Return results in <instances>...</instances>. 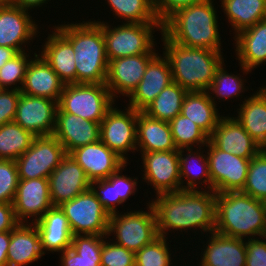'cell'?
<instances>
[{
    "mask_svg": "<svg viewBox=\"0 0 266 266\" xmlns=\"http://www.w3.org/2000/svg\"><path fill=\"white\" fill-rule=\"evenodd\" d=\"M156 54L148 63L146 72L136 89L128 97L127 106L143 111L159 93L173 82L171 66L164 55Z\"/></svg>",
    "mask_w": 266,
    "mask_h": 266,
    "instance_id": "19",
    "label": "cell"
},
{
    "mask_svg": "<svg viewBox=\"0 0 266 266\" xmlns=\"http://www.w3.org/2000/svg\"><path fill=\"white\" fill-rule=\"evenodd\" d=\"M140 153L144 168L141 178L154 187L156 196L181 190L179 150Z\"/></svg>",
    "mask_w": 266,
    "mask_h": 266,
    "instance_id": "13",
    "label": "cell"
},
{
    "mask_svg": "<svg viewBox=\"0 0 266 266\" xmlns=\"http://www.w3.org/2000/svg\"><path fill=\"white\" fill-rule=\"evenodd\" d=\"M259 152L266 157V139L259 145Z\"/></svg>",
    "mask_w": 266,
    "mask_h": 266,
    "instance_id": "53",
    "label": "cell"
},
{
    "mask_svg": "<svg viewBox=\"0 0 266 266\" xmlns=\"http://www.w3.org/2000/svg\"><path fill=\"white\" fill-rule=\"evenodd\" d=\"M187 93L188 91L179 84L172 82L159 93L143 112L157 120L170 122L181 113Z\"/></svg>",
    "mask_w": 266,
    "mask_h": 266,
    "instance_id": "36",
    "label": "cell"
},
{
    "mask_svg": "<svg viewBox=\"0 0 266 266\" xmlns=\"http://www.w3.org/2000/svg\"><path fill=\"white\" fill-rule=\"evenodd\" d=\"M126 111L112 106L100 123V140L126 163L129 151H136L137 111L129 106ZM126 154V156H125Z\"/></svg>",
    "mask_w": 266,
    "mask_h": 266,
    "instance_id": "12",
    "label": "cell"
},
{
    "mask_svg": "<svg viewBox=\"0 0 266 266\" xmlns=\"http://www.w3.org/2000/svg\"><path fill=\"white\" fill-rule=\"evenodd\" d=\"M54 135L35 136L31 146L15 162L19 179L47 178L66 156Z\"/></svg>",
    "mask_w": 266,
    "mask_h": 266,
    "instance_id": "11",
    "label": "cell"
},
{
    "mask_svg": "<svg viewBox=\"0 0 266 266\" xmlns=\"http://www.w3.org/2000/svg\"><path fill=\"white\" fill-rule=\"evenodd\" d=\"M106 3L113 11V15L123 19L124 23H161L151 0H107Z\"/></svg>",
    "mask_w": 266,
    "mask_h": 266,
    "instance_id": "38",
    "label": "cell"
},
{
    "mask_svg": "<svg viewBox=\"0 0 266 266\" xmlns=\"http://www.w3.org/2000/svg\"><path fill=\"white\" fill-rule=\"evenodd\" d=\"M41 48V56L65 84L76 83V63L72 44L54 27Z\"/></svg>",
    "mask_w": 266,
    "mask_h": 266,
    "instance_id": "28",
    "label": "cell"
},
{
    "mask_svg": "<svg viewBox=\"0 0 266 266\" xmlns=\"http://www.w3.org/2000/svg\"><path fill=\"white\" fill-rule=\"evenodd\" d=\"M261 87L244 98L235 117L259 145L266 139V86Z\"/></svg>",
    "mask_w": 266,
    "mask_h": 266,
    "instance_id": "32",
    "label": "cell"
},
{
    "mask_svg": "<svg viewBox=\"0 0 266 266\" xmlns=\"http://www.w3.org/2000/svg\"><path fill=\"white\" fill-rule=\"evenodd\" d=\"M155 197L150 203L155 211L159 236L166 237L168 231L173 230L182 233L200 229L202 234L215 230L214 191L180 190Z\"/></svg>",
    "mask_w": 266,
    "mask_h": 266,
    "instance_id": "1",
    "label": "cell"
},
{
    "mask_svg": "<svg viewBox=\"0 0 266 266\" xmlns=\"http://www.w3.org/2000/svg\"><path fill=\"white\" fill-rule=\"evenodd\" d=\"M59 207L68 218L73 236L108 235L110 215L90 188Z\"/></svg>",
    "mask_w": 266,
    "mask_h": 266,
    "instance_id": "9",
    "label": "cell"
},
{
    "mask_svg": "<svg viewBox=\"0 0 266 266\" xmlns=\"http://www.w3.org/2000/svg\"><path fill=\"white\" fill-rule=\"evenodd\" d=\"M157 53L120 57L108 62L106 86L115 100L118 94L129 97L146 72L149 61Z\"/></svg>",
    "mask_w": 266,
    "mask_h": 266,
    "instance_id": "16",
    "label": "cell"
},
{
    "mask_svg": "<svg viewBox=\"0 0 266 266\" xmlns=\"http://www.w3.org/2000/svg\"><path fill=\"white\" fill-rule=\"evenodd\" d=\"M53 135L63 145L66 154L100 140V123L71 113H56Z\"/></svg>",
    "mask_w": 266,
    "mask_h": 266,
    "instance_id": "22",
    "label": "cell"
},
{
    "mask_svg": "<svg viewBox=\"0 0 266 266\" xmlns=\"http://www.w3.org/2000/svg\"><path fill=\"white\" fill-rule=\"evenodd\" d=\"M20 94L19 90L0 89V126L14 121Z\"/></svg>",
    "mask_w": 266,
    "mask_h": 266,
    "instance_id": "46",
    "label": "cell"
},
{
    "mask_svg": "<svg viewBox=\"0 0 266 266\" xmlns=\"http://www.w3.org/2000/svg\"><path fill=\"white\" fill-rule=\"evenodd\" d=\"M18 224L12 203H0V233L12 231Z\"/></svg>",
    "mask_w": 266,
    "mask_h": 266,
    "instance_id": "49",
    "label": "cell"
},
{
    "mask_svg": "<svg viewBox=\"0 0 266 266\" xmlns=\"http://www.w3.org/2000/svg\"><path fill=\"white\" fill-rule=\"evenodd\" d=\"M58 102L20 94L14 121L34 136L53 135Z\"/></svg>",
    "mask_w": 266,
    "mask_h": 266,
    "instance_id": "14",
    "label": "cell"
},
{
    "mask_svg": "<svg viewBox=\"0 0 266 266\" xmlns=\"http://www.w3.org/2000/svg\"><path fill=\"white\" fill-rule=\"evenodd\" d=\"M198 149L197 151H193V148H186V150L185 148L179 149L181 190H211V178L209 174L207 154L204 153L206 152L205 148H203L204 150L202 147H199ZM202 183L207 188L204 187L203 189L202 187H198L199 185L201 186Z\"/></svg>",
    "mask_w": 266,
    "mask_h": 266,
    "instance_id": "31",
    "label": "cell"
},
{
    "mask_svg": "<svg viewBox=\"0 0 266 266\" xmlns=\"http://www.w3.org/2000/svg\"><path fill=\"white\" fill-rule=\"evenodd\" d=\"M28 64L21 93L29 96L44 97L59 102L65 83L52 70L40 55L34 53Z\"/></svg>",
    "mask_w": 266,
    "mask_h": 266,
    "instance_id": "23",
    "label": "cell"
},
{
    "mask_svg": "<svg viewBox=\"0 0 266 266\" xmlns=\"http://www.w3.org/2000/svg\"><path fill=\"white\" fill-rule=\"evenodd\" d=\"M202 0H151L158 20L163 24L173 13Z\"/></svg>",
    "mask_w": 266,
    "mask_h": 266,
    "instance_id": "47",
    "label": "cell"
},
{
    "mask_svg": "<svg viewBox=\"0 0 266 266\" xmlns=\"http://www.w3.org/2000/svg\"><path fill=\"white\" fill-rule=\"evenodd\" d=\"M246 241V266H266V236Z\"/></svg>",
    "mask_w": 266,
    "mask_h": 266,
    "instance_id": "48",
    "label": "cell"
},
{
    "mask_svg": "<svg viewBox=\"0 0 266 266\" xmlns=\"http://www.w3.org/2000/svg\"><path fill=\"white\" fill-rule=\"evenodd\" d=\"M226 66L224 63L221 64V66L216 71L215 77L210 85V87L207 89V92L209 94L210 99L216 104V99L221 101H227L232 98H236L239 100V96L242 93H245V91H248L247 88H245V81L243 76H239V74L234 75V73L229 74L227 70H225ZM246 89V90H245ZM212 94V95H211ZM214 96V97H213ZM215 98V99H214Z\"/></svg>",
    "mask_w": 266,
    "mask_h": 266,
    "instance_id": "40",
    "label": "cell"
},
{
    "mask_svg": "<svg viewBox=\"0 0 266 266\" xmlns=\"http://www.w3.org/2000/svg\"><path fill=\"white\" fill-rule=\"evenodd\" d=\"M29 55L30 53L28 54L26 51L19 52L0 68V88L15 89L20 91L28 64L31 61L30 58H32Z\"/></svg>",
    "mask_w": 266,
    "mask_h": 266,
    "instance_id": "43",
    "label": "cell"
},
{
    "mask_svg": "<svg viewBox=\"0 0 266 266\" xmlns=\"http://www.w3.org/2000/svg\"><path fill=\"white\" fill-rule=\"evenodd\" d=\"M207 148L211 191L215 193L242 191L250 160L218 149L210 140Z\"/></svg>",
    "mask_w": 266,
    "mask_h": 266,
    "instance_id": "10",
    "label": "cell"
},
{
    "mask_svg": "<svg viewBox=\"0 0 266 266\" xmlns=\"http://www.w3.org/2000/svg\"><path fill=\"white\" fill-rule=\"evenodd\" d=\"M214 231L245 240L265 237L266 202L241 191L216 193Z\"/></svg>",
    "mask_w": 266,
    "mask_h": 266,
    "instance_id": "4",
    "label": "cell"
},
{
    "mask_svg": "<svg viewBox=\"0 0 266 266\" xmlns=\"http://www.w3.org/2000/svg\"><path fill=\"white\" fill-rule=\"evenodd\" d=\"M148 203V211L131 210L110 215L107 236L115 234L113 237H116L110 241L136 253L158 238L155 211L152 204Z\"/></svg>",
    "mask_w": 266,
    "mask_h": 266,
    "instance_id": "7",
    "label": "cell"
},
{
    "mask_svg": "<svg viewBox=\"0 0 266 266\" xmlns=\"http://www.w3.org/2000/svg\"><path fill=\"white\" fill-rule=\"evenodd\" d=\"M107 235H74L71 248L61 252V266H100L101 251Z\"/></svg>",
    "mask_w": 266,
    "mask_h": 266,
    "instance_id": "34",
    "label": "cell"
},
{
    "mask_svg": "<svg viewBox=\"0 0 266 266\" xmlns=\"http://www.w3.org/2000/svg\"><path fill=\"white\" fill-rule=\"evenodd\" d=\"M29 13L10 3L0 7V46L13 48L19 53L25 51L30 40L33 42L40 32Z\"/></svg>",
    "mask_w": 266,
    "mask_h": 266,
    "instance_id": "17",
    "label": "cell"
},
{
    "mask_svg": "<svg viewBox=\"0 0 266 266\" xmlns=\"http://www.w3.org/2000/svg\"><path fill=\"white\" fill-rule=\"evenodd\" d=\"M18 169L14 160L0 159V203H12L18 186Z\"/></svg>",
    "mask_w": 266,
    "mask_h": 266,
    "instance_id": "44",
    "label": "cell"
},
{
    "mask_svg": "<svg viewBox=\"0 0 266 266\" xmlns=\"http://www.w3.org/2000/svg\"><path fill=\"white\" fill-rule=\"evenodd\" d=\"M49 193L53 206L74 199L90 187L83 168L67 154L48 177Z\"/></svg>",
    "mask_w": 266,
    "mask_h": 266,
    "instance_id": "18",
    "label": "cell"
},
{
    "mask_svg": "<svg viewBox=\"0 0 266 266\" xmlns=\"http://www.w3.org/2000/svg\"><path fill=\"white\" fill-rule=\"evenodd\" d=\"M96 23L103 31L108 61L120 57L158 52L155 49L156 42L153 34L154 29L162 32V23L123 22L122 25L117 26H111L104 21H97Z\"/></svg>",
    "mask_w": 266,
    "mask_h": 266,
    "instance_id": "6",
    "label": "cell"
},
{
    "mask_svg": "<svg viewBox=\"0 0 266 266\" xmlns=\"http://www.w3.org/2000/svg\"><path fill=\"white\" fill-rule=\"evenodd\" d=\"M12 205L19 223L37 222L46 211L53 207L48 179H19ZM28 218L31 219L28 220Z\"/></svg>",
    "mask_w": 266,
    "mask_h": 266,
    "instance_id": "15",
    "label": "cell"
},
{
    "mask_svg": "<svg viewBox=\"0 0 266 266\" xmlns=\"http://www.w3.org/2000/svg\"><path fill=\"white\" fill-rule=\"evenodd\" d=\"M17 54L18 52L13 48L0 46V68Z\"/></svg>",
    "mask_w": 266,
    "mask_h": 266,
    "instance_id": "52",
    "label": "cell"
},
{
    "mask_svg": "<svg viewBox=\"0 0 266 266\" xmlns=\"http://www.w3.org/2000/svg\"><path fill=\"white\" fill-rule=\"evenodd\" d=\"M228 23L237 35L266 19V0H220Z\"/></svg>",
    "mask_w": 266,
    "mask_h": 266,
    "instance_id": "35",
    "label": "cell"
},
{
    "mask_svg": "<svg viewBox=\"0 0 266 266\" xmlns=\"http://www.w3.org/2000/svg\"><path fill=\"white\" fill-rule=\"evenodd\" d=\"M127 164L111 174L107 179L90 182L89 188L109 215L118 213V205L125 203L131 195H135L137 192L138 179L136 177L135 179L130 176L127 177L124 174L121 175Z\"/></svg>",
    "mask_w": 266,
    "mask_h": 266,
    "instance_id": "27",
    "label": "cell"
},
{
    "mask_svg": "<svg viewBox=\"0 0 266 266\" xmlns=\"http://www.w3.org/2000/svg\"><path fill=\"white\" fill-rule=\"evenodd\" d=\"M136 151L179 150L175 146L169 122L157 120L137 111Z\"/></svg>",
    "mask_w": 266,
    "mask_h": 266,
    "instance_id": "29",
    "label": "cell"
},
{
    "mask_svg": "<svg viewBox=\"0 0 266 266\" xmlns=\"http://www.w3.org/2000/svg\"><path fill=\"white\" fill-rule=\"evenodd\" d=\"M49 1L51 0H9V3L25 11H30L35 7H41L42 5H44V3L46 5Z\"/></svg>",
    "mask_w": 266,
    "mask_h": 266,
    "instance_id": "51",
    "label": "cell"
},
{
    "mask_svg": "<svg viewBox=\"0 0 266 266\" xmlns=\"http://www.w3.org/2000/svg\"><path fill=\"white\" fill-rule=\"evenodd\" d=\"M232 115L223 116L209 140L220 150L252 159L259 153V144Z\"/></svg>",
    "mask_w": 266,
    "mask_h": 266,
    "instance_id": "21",
    "label": "cell"
},
{
    "mask_svg": "<svg viewBox=\"0 0 266 266\" xmlns=\"http://www.w3.org/2000/svg\"><path fill=\"white\" fill-rule=\"evenodd\" d=\"M201 251L200 266H246V240L213 231Z\"/></svg>",
    "mask_w": 266,
    "mask_h": 266,
    "instance_id": "24",
    "label": "cell"
},
{
    "mask_svg": "<svg viewBox=\"0 0 266 266\" xmlns=\"http://www.w3.org/2000/svg\"><path fill=\"white\" fill-rule=\"evenodd\" d=\"M214 0H202L173 13L162 32L173 42L221 52V37Z\"/></svg>",
    "mask_w": 266,
    "mask_h": 266,
    "instance_id": "2",
    "label": "cell"
},
{
    "mask_svg": "<svg viewBox=\"0 0 266 266\" xmlns=\"http://www.w3.org/2000/svg\"><path fill=\"white\" fill-rule=\"evenodd\" d=\"M217 105L210 99L207 91L188 92L183 101L181 114L195 122L210 136L223 117L219 114Z\"/></svg>",
    "mask_w": 266,
    "mask_h": 266,
    "instance_id": "33",
    "label": "cell"
},
{
    "mask_svg": "<svg viewBox=\"0 0 266 266\" xmlns=\"http://www.w3.org/2000/svg\"><path fill=\"white\" fill-rule=\"evenodd\" d=\"M65 23L53 27L72 44L76 63V83L105 84L109 61L102 28L96 20Z\"/></svg>",
    "mask_w": 266,
    "mask_h": 266,
    "instance_id": "3",
    "label": "cell"
},
{
    "mask_svg": "<svg viewBox=\"0 0 266 266\" xmlns=\"http://www.w3.org/2000/svg\"><path fill=\"white\" fill-rule=\"evenodd\" d=\"M169 124L177 149L193 148L196 145L199 146L195 148L204 147L209 141V136L195 122L181 113L173 118Z\"/></svg>",
    "mask_w": 266,
    "mask_h": 266,
    "instance_id": "39",
    "label": "cell"
},
{
    "mask_svg": "<svg viewBox=\"0 0 266 266\" xmlns=\"http://www.w3.org/2000/svg\"><path fill=\"white\" fill-rule=\"evenodd\" d=\"M115 101L106 84H65L56 113H71L101 123Z\"/></svg>",
    "mask_w": 266,
    "mask_h": 266,
    "instance_id": "8",
    "label": "cell"
},
{
    "mask_svg": "<svg viewBox=\"0 0 266 266\" xmlns=\"http://www.w3.org/2000/svg\"><path fill=\"white\" fill-rule=\"evenodd\" d=\"M40 237L43 254L46 252H63L71 248L73 233L68 218L59 206H53L34 223ZM46 251V252H45Z\"/></svg>",
    "mask_w": 266,
    "mask_h": 266,
    "instance_id": "25",
    "label": "cell"
},
{
    "mask_svg": "<svg viewBox=\"0 0 266 266\" xmlns=\"http://www.w3.org/2000/svg\"><path fill=\"white\" fill-rule=\"evenodd\" d=\"M161 35L163 53L170 63L173 82L188 92L207 91L216 71L224 63L223 52L185 47L171 41L163 32Z\"/></svg>",
    "mask_w": 266,
    "mask_h": 266,
    "instance_id": "5",
    "label": "cell"
},
{
    "mask_svg": "<svg viewBox=\"0 0 266 266\" xmlns=\"http://www.w3.org/2000/svg\"><path fill=\"white\" fill-rule=\"evenodd\" d=\"M106 239L102 245L100 266H135V253L133 251Z\"/></svg>",
    "mask_w": 266,
    "mask_h": 266,
    "instance_id": "45",
    "label": "cell"
},
{
    "mask_svg": "<svg viewBox=\"0 0 266 266\" xmlns=\"http://www.w3.org/2000/svg\"><path fill=\"white\" fill-rule=\"evenodd\" d=\"M9 3V0H0V7L7 5Z\"/></svg>",
    "mask_w": 266,
    "mask_h": 266,
    "instance_id": "54",
    "label": "cell"
},
{
    "mask_svg": "<svg viewBox=\"0 0 266 266\" xmlns=\"http://www.w3.org/2000/svg\"><path fill=\"white\" fill-rule=\"evenodd\" d=\"M43 256L36 225L34 223H19L11 231L7 266H27L40 260Z\"/></svg>",
    "mask_w": 266,
    "mask_h": 266,
    "instance_id": "30",
    "label": "cell"
},
{
    "mask_svg": "<svg viewBox=\"0 0 266 266\" xmlns=\"http://www.w3.org/2000/svg\"><path fill=\"white\" fill-rule=\"evenodd\" d=\"M242 193L266 202V157L260 152L250 160Z\"/></svg>",
    "mask_w": 266,
    "mask_h": 266,
    "instance_id": "42",
    "label": "cell"
},
{
    "mask_svg": "<svg viewBox=\"0 0 266 266\" xmlns=\"http://www.w3.org/2000/svg\"><path fill=\"white\" fill-rule=\"evenodd\" d=\"M236 60L243 74L266 63V19L234 35Z\"/></svg>",
    "mask_w": 266,
    "mask_h": 266,
    "instance_id": "26",
    "label": "cell"
},
{
    "mask_svg": "<svg viewBox=\"0 0 266 266\" xmlns=\"http://www.w3.org/2000/svg\"><path fill=\"white\" fill-rule=\"evenodd\" d=\"M167 237L159 236L135 253V266H174L171 265V250ZM170 250V251H169Z\"/></svg>",
    "mask_w": 266,
    "mask_h": 266,
    "instance_id": "41",
    "label": "cell"
},
{
    "mask_svg": "<svg viewBox=\"0 0 266 266\" xmlns=\"http://www.w3.org/2000/svg\"><path fill=\"white\" fill-rule=\"evenodd\" d=\"M69 155L83 168L90 182L107 179L126 164L101 140L78 147Z\"/></svg>",
    "mask_w": 266,
    "mask_h": 266,
    "instance_id": "20",
    "label": "cell"
},
{
    "mask_svg": "<svg viewBox=\"0 0 266 266\" xmlns=\"http://www.w3.org/2000/svg\"><path fill=\"white\" fill-rule=\"evenodd\" d=\"M35 136L15 121L0 126V159L16 160L32 144Z\"/></svg>",
    "mask_w": 266,
    "mask_h": 266,
    "instance_id": "37",
    "label": "cell"
},
{
    "mask_svg": "<svg viewBox=\"0 0 266 266\" xmlns=\"http://www.w3.org/2000/svg\"><path fill=\"white\" fill-rule=\"evenodd\" d=\"M10 238L11 231L0 233V266H7V254Z\"/></svg>",
    "mask_w": 266,
    "mask_h": 266,
    "instance_id": "50",
    "label": "cell"
}]
</instances>
